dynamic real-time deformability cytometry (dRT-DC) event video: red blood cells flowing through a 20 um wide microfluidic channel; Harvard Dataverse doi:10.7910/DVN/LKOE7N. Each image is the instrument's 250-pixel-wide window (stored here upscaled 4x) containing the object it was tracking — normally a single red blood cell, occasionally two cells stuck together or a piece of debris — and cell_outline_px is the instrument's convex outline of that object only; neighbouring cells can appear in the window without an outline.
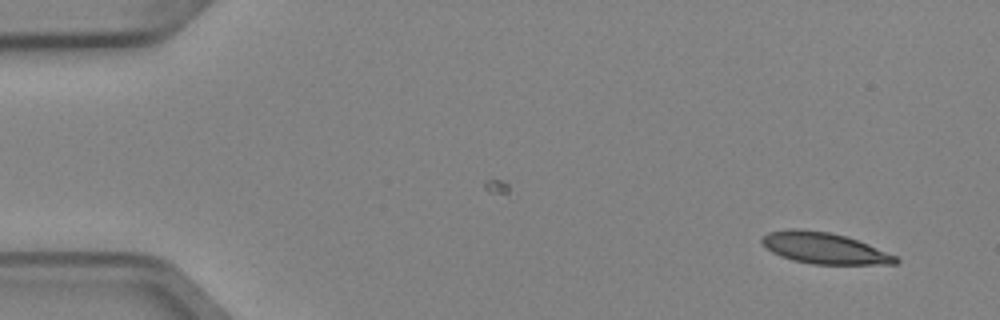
{"species": "Egyptian fruit bat (a non-hibernating species)", "species_latin": "Rousettus aegyptiacus", "temperature_condition": "cold", "stored_images_in_passage": 3, "camera_frame_rate_fps": 3000, "um_per_image_px": 0.085, "animal": {"sex": "female"}, "frame": {"image": 1, "passage_image": 3, "time_ms": 0.667, "image_size_px": [1000, 320], "cell_outline_px": [[900, 260], [896, 264], [812, 264], [792, 260], [780, 256], [764, 248], [760, 240], [768, 232], [792, 228], [800, 228], [828, 232], [844, 236], [868, 244], [896, 256]], "centroid_in_image_um": [70.01, 21.09], "position_along_channel_um": 15.0, "area_um2": 24.28}}